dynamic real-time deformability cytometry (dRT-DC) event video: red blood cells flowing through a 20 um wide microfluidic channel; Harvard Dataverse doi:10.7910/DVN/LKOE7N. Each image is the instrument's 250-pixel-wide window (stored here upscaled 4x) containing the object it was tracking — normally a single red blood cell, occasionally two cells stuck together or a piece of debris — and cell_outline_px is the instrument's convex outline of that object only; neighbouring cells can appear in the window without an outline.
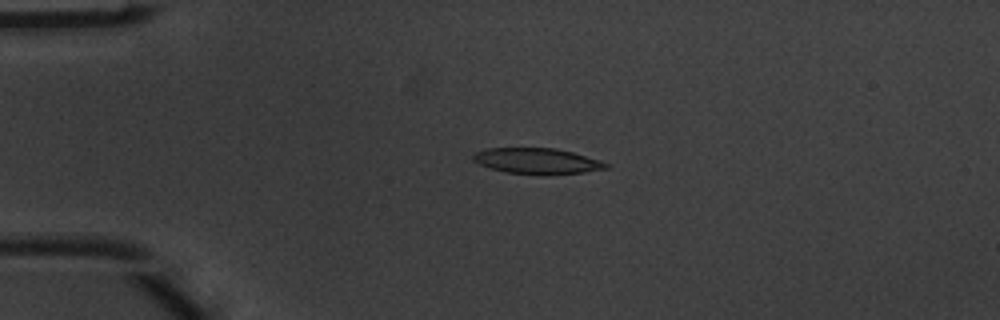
{"species": "common noctule bat (a hibernating species)", "species_latin": "Nyctalus noctula", "temperature_condition": "warm", "stored_images_in_passage": 3, "camera_frame_rate_fps": 3000, "um_per_image_px": 0.085, "animal": {"sex": "male", "body_mass_g": 20.1, "forearm_length_mm": 53.5}, "frame": {"image": 1, "passage_image": 2, "time_ms": 0.333, "image_size_px": [1000, 320], "cell_outline_px": [[612, 164], [608, 168], [584, 172], [548, 176], [504, 172], [480, 164], [472, 160], [472, 156], [476, 152], [484, 148], [556, 148], [572, 152], [600, 160]], "centroid_in_image_um": [45.68, 13.7], "position_along_channel_um": 39.3, "area_um2": 20.29}}